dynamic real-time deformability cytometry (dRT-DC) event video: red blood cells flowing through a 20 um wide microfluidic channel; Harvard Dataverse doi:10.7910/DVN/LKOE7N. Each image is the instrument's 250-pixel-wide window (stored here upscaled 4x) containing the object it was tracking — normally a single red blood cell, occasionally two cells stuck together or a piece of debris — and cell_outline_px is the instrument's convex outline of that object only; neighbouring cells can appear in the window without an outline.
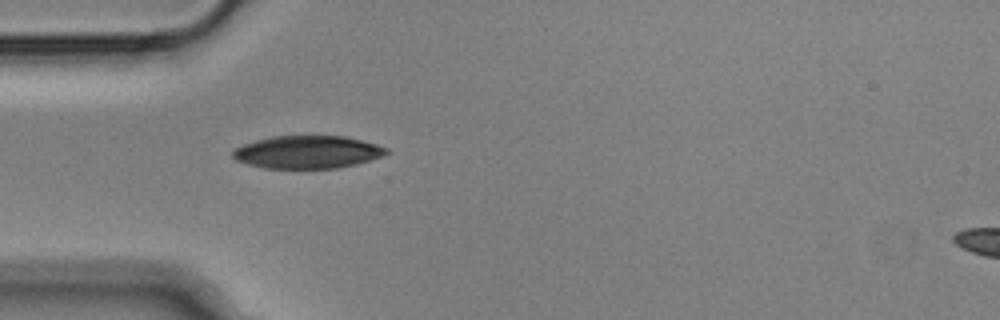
{"species": "Egyptian fruit bat (a non-hibernating species)", "species_latin": "Rousettus aegyptiacus", "temperature_condition": "cold", "stored_images_in_passage": 40, "camera_frame_rate_fps": 3000, "um_per_image_px": 0.085, "animal": {"sex": "male"}, "frame": {"image": 1, "passage_image": 1, "time_ms": 0.0, "image_size_px": [1000, 320], "cell_outline_px": [[388, 152], [384, 156], [372, 160], [356, 164], [336, 168], [264, 168], [248, 164], [236, 160], [232, 156], [232, 152], [236, 148], [244, 144], [256, 140], [272, 136], [344, 136], [376, 144], [388, 148]], "centroid_in_image_um": [26.15, 12.93], "position_along_channel_um": 58.8, "area_um2": 29.25}}
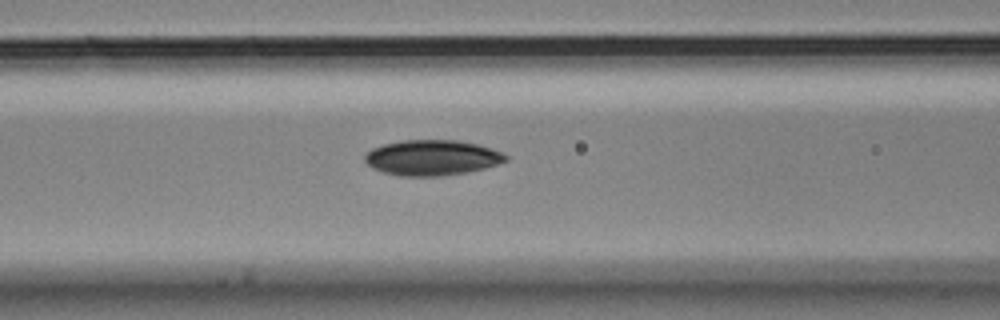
{"frame": {"image": 2, "passage_image": 7, "time_ms": 2.0, "image_size_px": [1000, 320], "cell_outline_px": [[508, 160], [484, 168], [464, 172], [440, 176], [400, 176], [384, 172], [372, 168], [364, 160], [364, 156], [372, 148], [384, 144], [400, 140], [460, 140], [492, 148], [504, 152], [508, 156]], "centroid_in_image_um": [36.72, 13.39], "position_along_channel_um": 129.9, "area_um2": 29.07}}
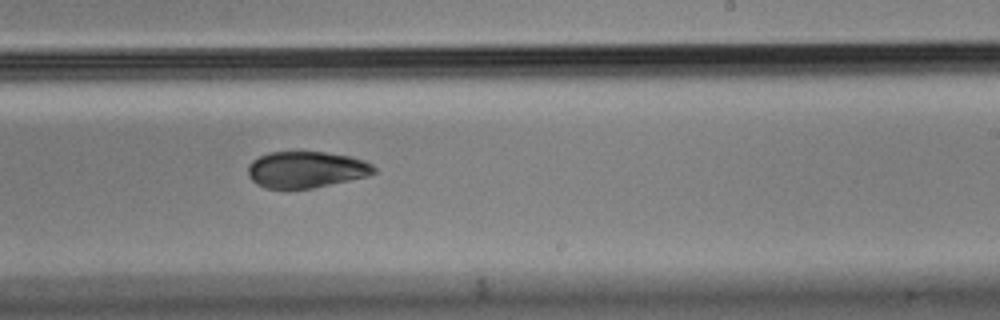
{"frame": {"image": 3, "passage_image": 18, "time_ms": 5.667, "image_size_px": [1000, 320], "cell_outline_px": [[376, 172], [368, 176], [312, 188], [264, 188], [256, 184], [248, 176], [248, 164], [252, 160], [268, 152], [324, 152], [348, 156], [364, 160], [372, 164], [376, 168]], "centroid_in_image_um": [26.01, 14.41], "position_along_channel_um": 263.0, "area_um2": 26.7}, "authors_computed_cell_mechanics": {"area_um2": 29.1023, "velocity_mm_per_s": 3.6356, "shape_relaxation_time_tau1_ms": 6.8467, "shape_relaxation_time_tau2_ms": 11.026, "deformation_change_tau1": 0.1698, "deformation_change_tau2": 0.1466}}